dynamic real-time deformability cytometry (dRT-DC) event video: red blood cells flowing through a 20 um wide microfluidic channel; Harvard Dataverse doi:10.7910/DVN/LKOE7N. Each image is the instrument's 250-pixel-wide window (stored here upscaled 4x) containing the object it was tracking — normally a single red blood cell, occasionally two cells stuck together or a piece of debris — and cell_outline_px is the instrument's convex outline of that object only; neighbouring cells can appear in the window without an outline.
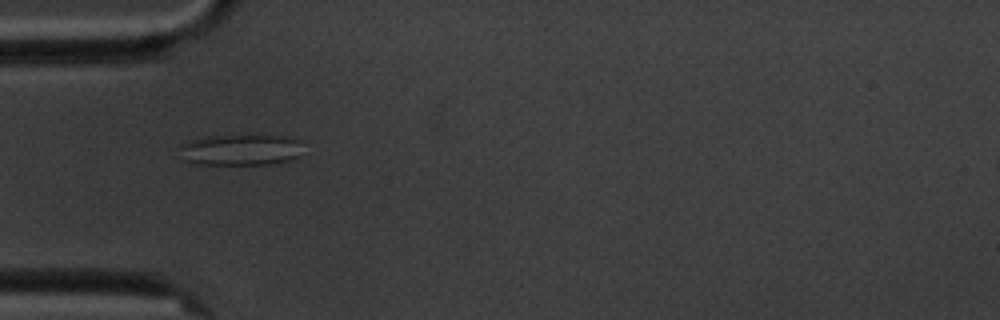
{"species": "common noctule bat (a hibernating species)", "species_latin": "Nyctalus noctula", "temperature_condition": "cold", "stored_images_in_passage": 6, "camera_frame_rate_fps": 3000, "um_per_image_px": 0.085, "animal": {"sex": "male", "body_mass_g": 20.1, "forearm_length_mm": 53.5}, "frame": {"image": 1, "passage_image": 6, "time_ms": 5.667, "image_size_px": [1000, 320], "cell_outline_px": [[300, 156], [292, 160], [272, 164], [196, 164], [184, 160], [180, 148], [180, 144], [188, 140], [208, 136], [244, 132], [280, 136], [300, 140]], "centroid_in_image_um": [20.45, 12.69], "position_along_channel_um": 64.5, "area_um2": 23.29}}